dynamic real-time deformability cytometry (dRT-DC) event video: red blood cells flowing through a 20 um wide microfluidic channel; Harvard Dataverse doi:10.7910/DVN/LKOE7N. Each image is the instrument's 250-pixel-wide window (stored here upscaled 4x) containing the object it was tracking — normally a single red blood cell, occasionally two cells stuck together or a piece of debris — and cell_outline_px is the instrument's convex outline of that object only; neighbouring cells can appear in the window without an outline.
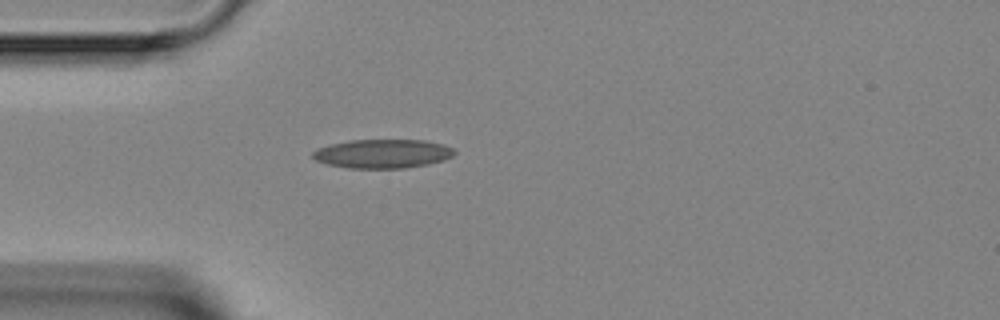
{"species": "Egyptian fruit bat (a non-hibernating species)", "species_latin": "Rousettus aegyptiacus", "temperature_condition": "room temperature", "stored_images_in_passage": 1, "camera_frame_rate_fps": 3000, "um_per_image_px": 0.085, "animal": {"sex": "female"}, "frame": {"image": 1, "passage_image": 1, "time_ms": 0.0, "image_size_px": [1000, 320], "cell_outline_px": [[456, 152], [452, 156], [444, 160], [428, 164], [404, 168], [348, 168], [328, 164], [316, 160], [312, 156], [312, 152], [320, 148], [332, 144], [352, 140], [424, 140], [444, 144], [452, 148]], "centroid_in_image_um": [32.56, 13.06], "position_along_channel_um": 52.4, "area_um2": 23.7}}